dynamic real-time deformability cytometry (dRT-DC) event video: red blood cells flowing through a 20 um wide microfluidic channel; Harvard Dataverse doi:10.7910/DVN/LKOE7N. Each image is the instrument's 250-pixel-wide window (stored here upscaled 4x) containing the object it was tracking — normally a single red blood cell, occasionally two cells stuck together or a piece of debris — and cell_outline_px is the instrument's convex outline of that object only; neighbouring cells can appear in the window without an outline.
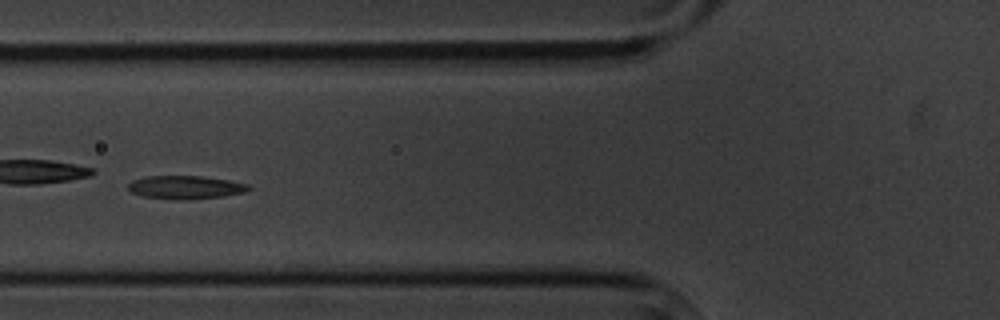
{"species": "common noctule bat (a hibernating species)", "species_latin": "Nyctalus noctula", "temperature_condition": "cold", "stored_images_in_passage": 7, "camera_frame_rate_fps": 3000, "um_per_image_px": 0.085, "animal": {"sex": "male", "body_mass_g": 20.1, "forearm_length_mm": 53.5}, "frame": {"image": 1, "passage_image": 6, "time_ms": 6.0, "image_size_px": [1000, 320], "cell_outline_px": [[252, 188], [244, 192], [224, 196], [188, 200], [176, 200], [140, 196], [128, 192], [128, 184], [132, 180], [148, 176], [200, 176], [228, 180], [248, 184]], "centroid_in_image_um": [15.72, 15.93], "position_along_channel_um": 110.1, "area_um2": 16.53}}